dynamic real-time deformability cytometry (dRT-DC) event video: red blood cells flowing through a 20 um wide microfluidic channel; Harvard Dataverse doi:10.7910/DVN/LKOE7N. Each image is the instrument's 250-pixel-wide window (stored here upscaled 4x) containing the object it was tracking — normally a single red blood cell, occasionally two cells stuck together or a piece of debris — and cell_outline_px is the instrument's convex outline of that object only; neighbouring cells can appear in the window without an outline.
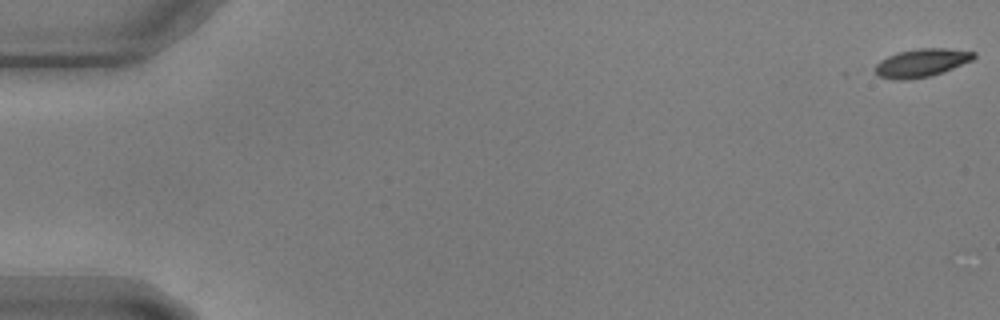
{"species": "common noctule bat (a hibernating species)", "species_latin": "Nyctalus noctula", "temperature_condition": "warm", "stored_images_in_passage": 49, "camera_frame_rate_fps": 3000, "um_per_image_px": 0.085, "animal": {"sex": "male", "body_mass_g": 17.9, "forearm_length_mm": 54.2}, "frame": {"image": 1, "passage_image": 1, "time_ms": 0.0, "image_size_px": [1000, 320], "cell_outline_px": [[976, 56], [972, 60], [944, 72], [928, 76], [908, 80], [896, 80], [880, 76], [868, 68], [880, 60], [896, 52], [920, 48], [944, 48], [976, 52]], "centroid_in_image_um": [78.26, 5.34], "position_along_channel_um": 6.7, "area_um2": 16.47}}
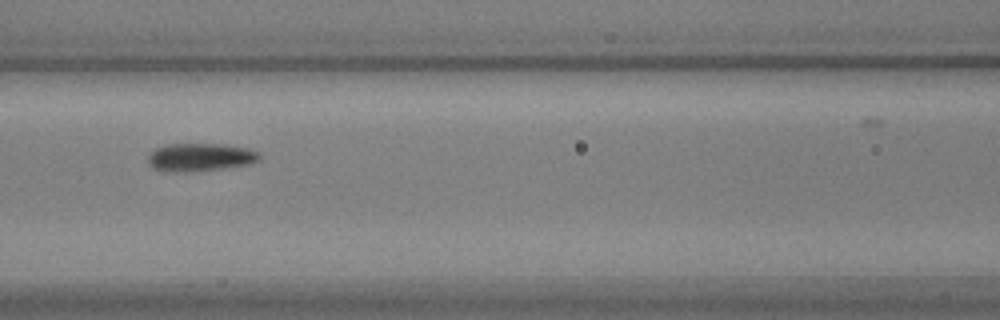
{"frame": {"image": 2, "passage_image": 27, "time_ms": 8.667, "image_size_px": [1000, 320], "cell_outline_px": [[260, 160], [248, 164], [224, 168], [176, 172], [152, 168], [148, 164], [148, 156], [156, 148], [168, 144], [220, 144], [248, 148], [260, 152]], "centroid_in_image_um": [17.03, 13.35], "position_along_channel_um": 149.6, "area_um2": 17.98}}
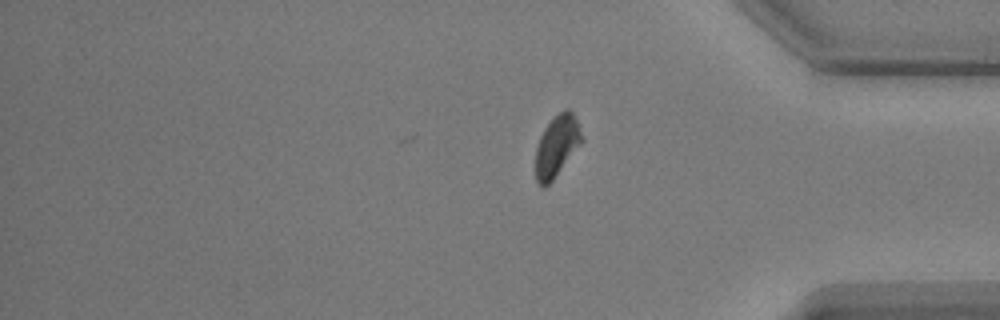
{"frame": {"image": 3, "passage_image": 49, "time_ms": 16.0, "image_size_px": [1000, 320], "cell_outline_px": [[584, 140], [552, 180], [544, 188], [540, 188], [536, 180], [532, 168], [536, 148], [540, 136], [544, 128], [552, 116], [564, 108], [568, 108], [572, 112], [576, 120]], "centroid_in_image_um": [47.26, 12.43], "position_along_channel_um": 387.9, "area_um2": 16.99}}